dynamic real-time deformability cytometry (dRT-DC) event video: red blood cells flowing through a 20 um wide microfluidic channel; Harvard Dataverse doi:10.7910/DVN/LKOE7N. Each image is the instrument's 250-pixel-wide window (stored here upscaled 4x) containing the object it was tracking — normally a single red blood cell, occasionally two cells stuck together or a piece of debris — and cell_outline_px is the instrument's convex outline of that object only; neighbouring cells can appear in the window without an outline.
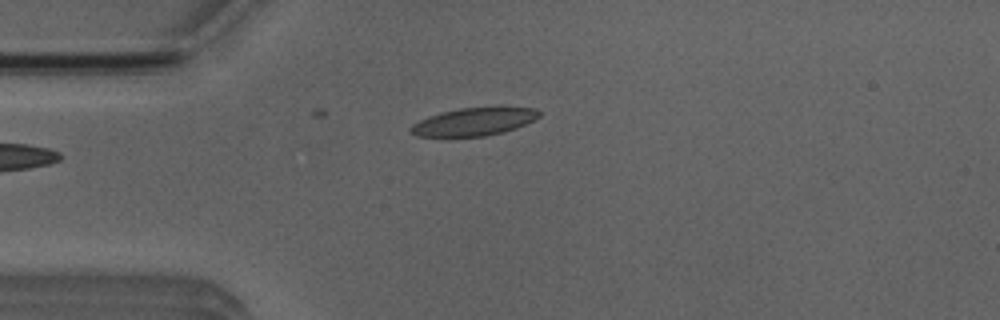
{"species": "Egyptian fruit bat (a non-hibernating species)", "species_latin": "Rousettus aegyptiacus", "temperature_condition": "room temperature", "stored_images_in_passage": 6, "camera_frame_rate_fps": 3000, "um_per_image_px": 0.085, "animal": {"sex": "male"}, "frame": {"image": 1, "passage_image": 1, "time_ms": 0.0, "image_size_px": [1000, 320], "cell_outline_px": [[540, 116], [516, 128], [504, 132], [484, 136], [416, 136], [408, 132], [408, 128], [412, 124], [428, 116], [440, 112], [460, 108], [536, 108], [540, 112]], "centroid_in_image_um": [40.21, 10.36], "position_along_channel_um": 44.8, "area_um2": 20.58}}